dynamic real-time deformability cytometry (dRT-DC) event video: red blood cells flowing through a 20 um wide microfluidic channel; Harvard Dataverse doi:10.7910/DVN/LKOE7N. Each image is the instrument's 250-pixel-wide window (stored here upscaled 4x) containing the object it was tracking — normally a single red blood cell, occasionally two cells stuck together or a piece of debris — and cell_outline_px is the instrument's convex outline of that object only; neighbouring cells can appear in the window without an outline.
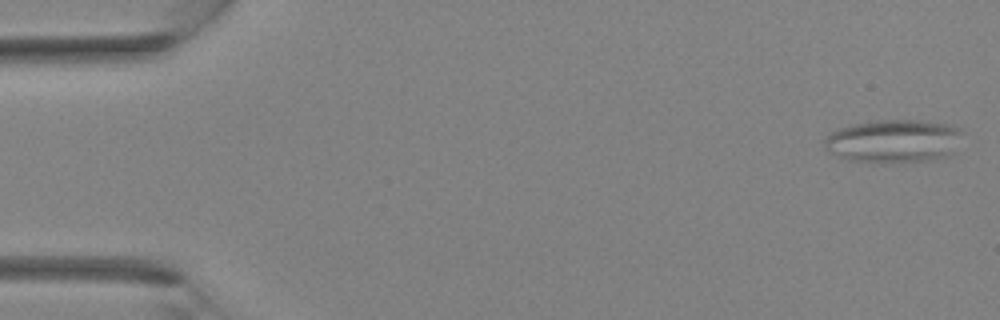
{"species": "Egyptian fruit bat (a non-hibernating species)", "species_latin": "Rousettus aegyptiacus", "temperature_condition": "room temperature", "stored_images_in_passage": 35, "camera_frame_rate_fps": 3000, "um_per_image_px": 0.085, "animal": {"sex": "female"}, "frame": {"image": 1, "passage_image": 1, "time_ms": 0.0, "image_size_px": [1000, 320], "cell_outline_px": [[964, 132], [952, 152], [948, 156], [928, 160], [892, 164], [880, 164], [848, 160], [828, 152], [824, 144], [824, 140], [832, 132], [852, 124], [872, 120], [920, 120], [948, 124]], "centroid_in_image_um": [75.94, 12.01], "position_along_channel_um": 9.1, "area_um2": 35.14}}
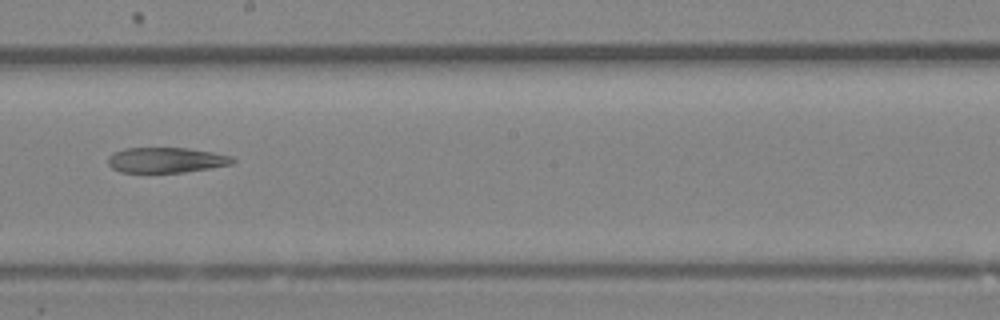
{"frame": {"image": 2, "passage_image": 20, "time_ms": 6.333, "image_size_px": [1000, 320], "cell_outline_px": [[236, 160], [232, 164], [184, 172], [120, 172], [112, 168], [108, 164], [108, 156], [124, 148], [188, 148], [212, 152], [232, 156]], "centroid_in_image_um": [14.12, 13.6], "position_along_channel_um": 234.1, "area_um2": 18.26}}
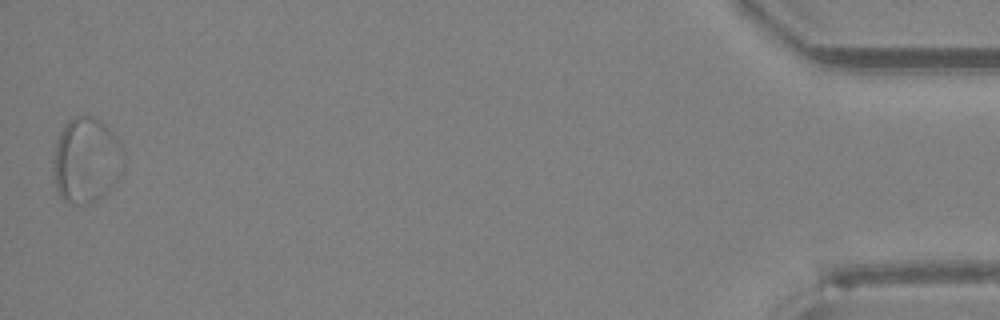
{"frame": {"image": 3, "passage_image": 35, "time_ms": 11.333, "image_size_px": [1000, 320], "cell_outline_px": [[124, 168], [120, 176], [100, 196], [88, 204], [72, 204], [64, 200], [60, 196], [56, 188], [52, 168], [52, 160], [56, 140], [64, 124], [76, 116], [84, 112], [100, 120], [112, 132], [120, 144], [124, 152]], "centroid_in_image_um": [7.31, 13.58], "position_along_channel_um": 427.9, "area_um2": 35.32}}